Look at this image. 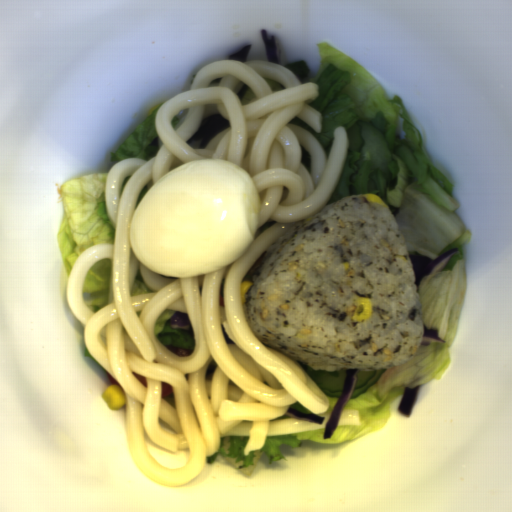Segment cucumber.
<instances>
[{"label": "cucumber", "instance_id": "obj_1", "mask_svg": "<svg viewBox=\"0 0 512 512\" xmlns=\"http://www.w3.org/2000/svg\"><path fill=\"white\" fill-rule=\"evenodd\" d=\"M349 166L353 176L349 184V196L355 195V182L361 167L369 163L374 170L385 172L392 164V151L378 130L371 122L364 119L355 121L349 131Z\"/></svg>", "mask_w": 512, "mask_h": 512}, {"label": "cucumber", "instance_id": "obj_2", "mask_svg": "<svg viewBox=\"0 0 512 512\" xmlns=\"http://www.w3.org/2000/svg\"><path fill=\"white\" fill-rule=\"evenodd\" d=\"M298 362L303 372L327 398L339 399L344 389L347 369H341V371L334 372L314 371L307 364H303L299 360Z\"/></svg>", "mask_w": 512, "mask_h": 512}, {"label": "cucumber", "instance_id": "obj_3", "mask_svg": "<svg viewBox=\"0 0 512 512\" xmlns=\"http://www.w3.org/2000/svg\"><path fill=\"white\" fill-rule=\"evenodd\" d=\"M385 370L363 371V370L358 369L355 387H354L349 399H354V398L363 396L375 384V382L383 375Z\"/></svg>", "mask_w": 512, "mask_h": 512}]
</instances>
